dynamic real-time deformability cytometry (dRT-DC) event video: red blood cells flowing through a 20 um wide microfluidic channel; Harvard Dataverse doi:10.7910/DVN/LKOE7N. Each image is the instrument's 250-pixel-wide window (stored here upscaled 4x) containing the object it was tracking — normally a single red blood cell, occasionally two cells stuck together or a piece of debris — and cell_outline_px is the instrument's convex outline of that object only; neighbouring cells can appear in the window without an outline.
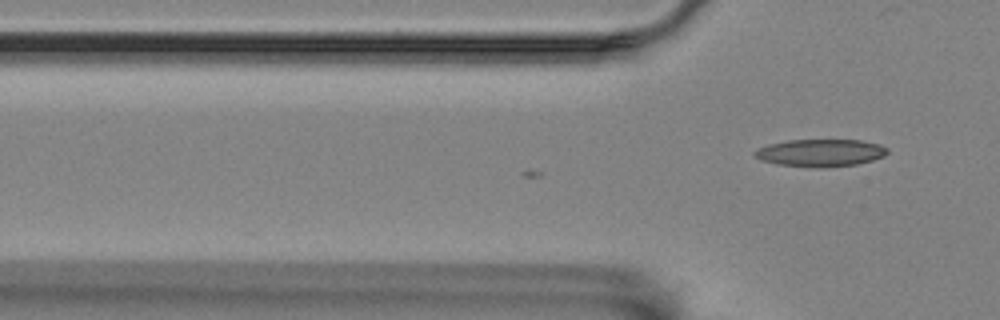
{"species": "Egyptian fruit bat (a non-hibernating species)", "species_latin": "Rousettus aegyptiacus", "temperature_condition": "room temperature", "stored_images_in_passage": 2, "camera_frame_rate_fps": 3000, "um_per_image_px": 0.085, "animal": {"sex": "female"}, "frame": {"image": 1, "passage_image": 2, "time_ms": 0.333, "image_size_px": [1000, 320], "cell_outline_px": [[888, 152], [884, 156], [872, 160], [856, 164], [824, 168], [820, 168], [776, 164], [760, 160], [752, 152], [756, 148], [768, 144], [788, 140], [860, 140], [880, 144], [888, 148]], "centroid_in_image_um": [69.72, 12.99], "position_along_channel_um": 56.1, "area_um2": 21.33}}